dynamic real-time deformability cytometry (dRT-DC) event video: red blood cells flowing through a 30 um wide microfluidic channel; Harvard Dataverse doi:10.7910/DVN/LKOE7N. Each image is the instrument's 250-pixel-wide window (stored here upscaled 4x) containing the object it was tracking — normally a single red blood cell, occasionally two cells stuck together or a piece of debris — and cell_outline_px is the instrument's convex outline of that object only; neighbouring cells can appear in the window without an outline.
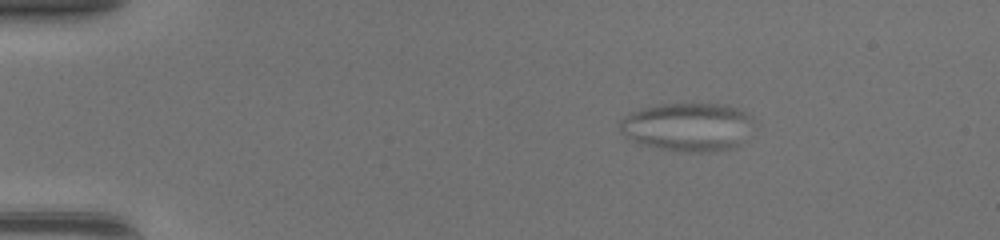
{"species": "common noctule bat (a hibernating species)", "species_latin": "Nyctalus noctula", "temperature_condition": "warm", "stored_images_in_passage": 32, "camera_frame_rate_fps": 3000, "um_per_image_px": 0.085, "animal": {"sex": "female", "body_mass_g": 17.0, "forearm_length_mm": 48.0}, "frame": {"image": 1, "passage_image": 8, "time_ms": 2.333, "image_size_px": [1000, 240], "cell_outline_px": [[752, 116], [732, 144], [716, 148], [672, 148], [652, 144], [636, 140], [620, 124], [628, 116], [644, 108], [660, 104], [716, 104], [732, 108], [744, 112]], "centroid_in_image_um": [58.38, 10.66], "position_along_channel_um": 26.6, "area_um2": 32.89}}
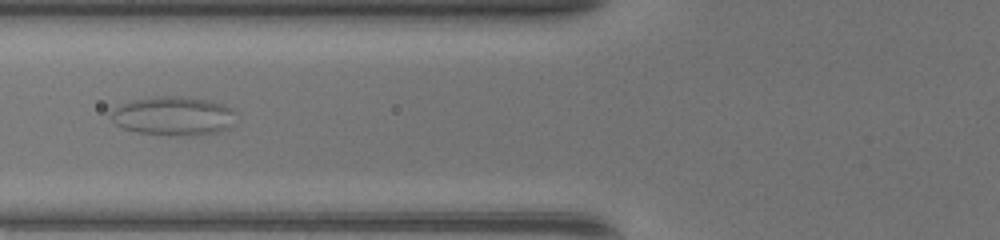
{"frame": {"image": 2, "passage_image": 21, "time_ms": 6.667, "image_size_px": [1000, 240], "cell_outline_px": [[232, 108], [224, 128], [216, 132], [192, 136], [140, 132], [124, 128], [116, 124], [112, 120], [112, 112], [120, 104], [152, 96], [180, 96], [204, 100], [224, 104]], "centroid_in_image_um": [14.63, 9.84], "position_along_channel_um": 111.2, "area_um2": 27.11}}
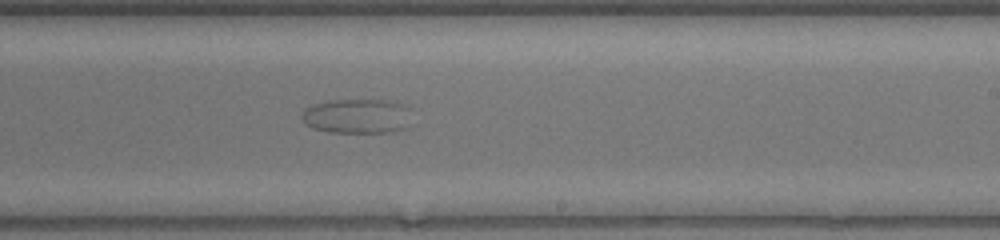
{"frame": {"image": 3, "passage_image": 32, "time_ms": 10.333, "image_size_px": [1000, 240], "cell_outline_px": [[404, 128], [388, 132], [332, 132], [316, 128], [308, 124], [300, 116], [308, 108], [316, 104], [332, 100], [384, 100], [400, 104], [404, 108]], "centroid_in_image_um": [30.25, 9.87], "position_along_channel_um": 258.8, "area_um2": 20.87}}